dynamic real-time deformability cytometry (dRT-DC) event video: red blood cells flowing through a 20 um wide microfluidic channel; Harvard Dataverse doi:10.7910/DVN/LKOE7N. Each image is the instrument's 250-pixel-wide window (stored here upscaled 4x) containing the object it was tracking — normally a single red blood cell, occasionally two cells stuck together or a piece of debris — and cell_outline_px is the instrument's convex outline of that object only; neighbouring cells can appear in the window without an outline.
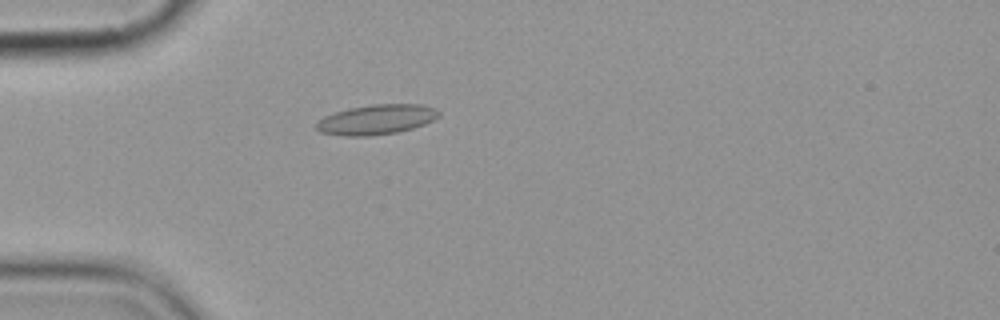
{"species": "common noctule bat (a hibernating species)", "species_latin": "Nyctalus noctula", "temperature_condition": "cold", "stored_images_in_passage": 5, "camera_frame_rate_fps": 3000, "um_per_image_px": 0.085, "animal": {"sex": "female", "body_mass_g": 19.9}, "frame": {"image": 1, "passage_image": 5, "time_ms": 4.667, "image_size_px": [1000, 320], "cell_outline_px": [[440, 116], [424, 124], [400, 132], [368, 136], [344, 136], [320, 132], [316, 128], [316, 124], [324, 116], [348, 108], [372, 104], [424, 104], [436, 108], [440, 112]], "centroid_in_image_um": [32.03, 10.15], "position_along_channel_um": 53.0, "area_um2": 21.44}}